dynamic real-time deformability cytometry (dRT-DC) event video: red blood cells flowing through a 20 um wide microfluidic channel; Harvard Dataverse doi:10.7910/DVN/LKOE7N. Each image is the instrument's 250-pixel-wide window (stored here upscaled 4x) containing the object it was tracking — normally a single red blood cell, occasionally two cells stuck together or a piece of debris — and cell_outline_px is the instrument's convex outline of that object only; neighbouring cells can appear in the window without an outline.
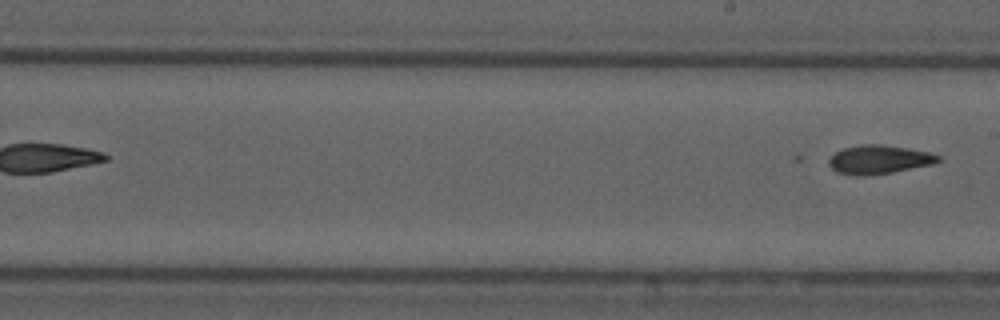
{"species": "common noctule bat (a hibernating species)", "species_latin": "Nyctalus noctula", "temperature_condition": "cold", "stored_images_in_passage": 9, "segment_of_instrument_passage": [2, 2], "camera_frame_rate_fps": 3000, "um_per_image_px": 0.085, "animal": {"sex": "male", "forearm_length_mm": 52.5}, "frame": {"image": 1, "passage_image": 9, "time_ms": 9.667, "image_size_px": [1000, 320], "cell_outline_px": [[940, 160], [932, 164], [892, 172], [864, 176], [852, 176], [836, 172], [828, 164], [828, 160], [836, 152], [844, 148], [860, 144], [880, 144], [908, 148], [928, 152], [940, 156]], "centroid_in_image_um": [74.67, 13.56], "position_along_channel_um": 214.3, "area_um2": 18.26}}